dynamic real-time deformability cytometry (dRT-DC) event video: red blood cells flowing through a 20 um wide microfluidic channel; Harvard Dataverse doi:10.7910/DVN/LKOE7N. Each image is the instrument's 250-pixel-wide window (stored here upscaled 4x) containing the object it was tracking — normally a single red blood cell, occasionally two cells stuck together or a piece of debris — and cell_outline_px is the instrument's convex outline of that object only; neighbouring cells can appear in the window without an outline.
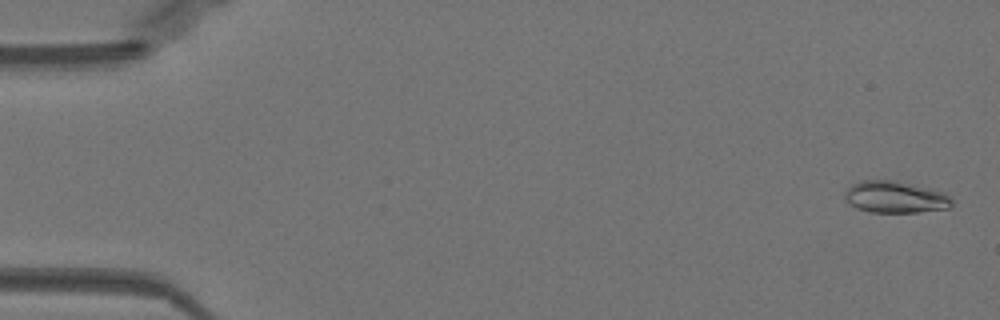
{"species": "Egyptian fruit bat (a non-hibernating species)", "species_latin": "Rousettus aegyptiacus", "temperature_condition": "warm", "stored_images_in_passage": 51, "camera_frame_rate_fps": 3000, "um_per_image_px": 0.085, "animal": {"sex": "female"}, "frame": {"image": 1, "passage_image": 2, "time_ms": 0.333, "image_size_px": [1000, 320], "cell_outline_px": [[952, 204], [948, 208], [920, 212], [868, 212], [856, 208], [848, 204], [844, 200], [844, 192], [852, 184], [860, 180], [896, 180], [944, 192], [952, 200]], "centroid_in_image_um": [76.04, 16.75], "position_along_channel_um": 9.0, "area_um2": 20.0}}
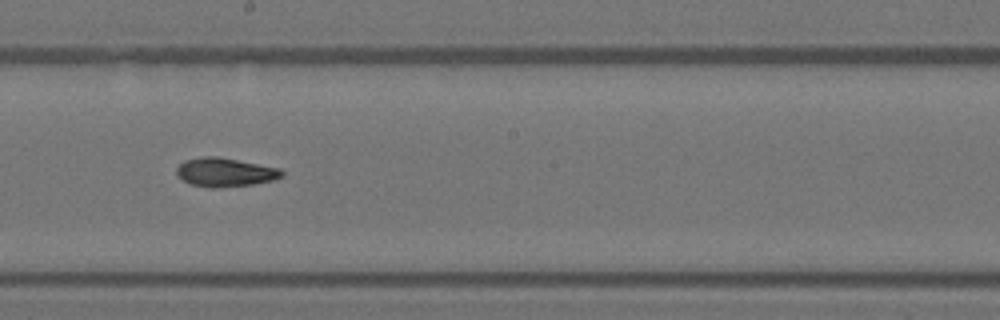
{"frame": {"image": 2, "passage_image": 29, "time_ms": 9.333, "image_size_px": [1000, 320], "cell_outline_px": [[284, 176], [272, 180], [252, 184], [216, 188], [212, 188], [192, 184], [184, 180], [176, 172], [176, 168], [184, 160], [200, 156], [216, 156], [280, 168], [284, 172]], "centroid_in_image_um": [19.14, 14.63], "position_along_channel_um": 229.1, "area_um2": 17.51}}
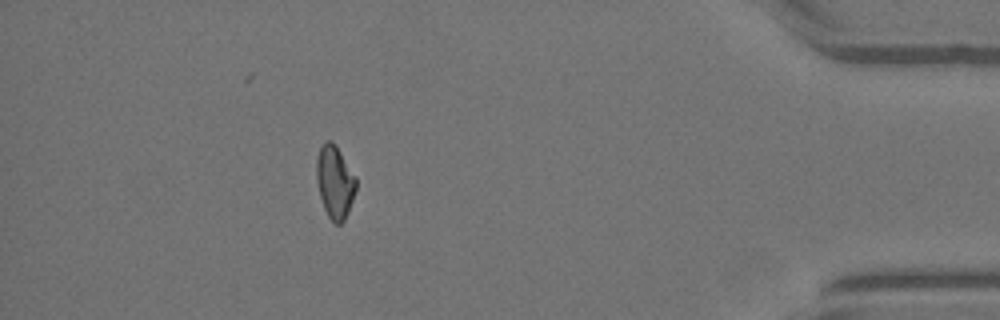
{"frame": {"image": 3, "passage_image": 46, "time_ms": 15.0, "image_size_px": [1000, 320], "cell_outline_px": [[356, 188], [348, 212], [344, 220], [340, 224], [336, 224], [328, 216], [324, 208], [320, 196], [316, 180], [316, 160], [320, 148], [324, 140], [332, 140], [356, 176]], "centroid_in_image_um": [28.45, 15.45], "position_along_channel_um": 406.7, "area_um2": 16.7}}